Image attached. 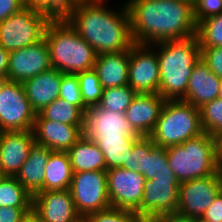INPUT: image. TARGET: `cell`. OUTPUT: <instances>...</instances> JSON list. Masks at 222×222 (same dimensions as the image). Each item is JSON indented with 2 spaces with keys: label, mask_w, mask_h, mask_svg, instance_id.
<instances>
[{
  "label": "cell",
  "mask_w": 222,
  "mask_h": 222,
  "mask_svg": "<svg viewBox=\"0 0 222 222\" xmlns=\"http://www.w3.org/2000/svg\"><path fill=\"white\" fill-rule=\"evenodd\" d=\"M84 126L69 125L45 119L36 114L34 139L51 151L67 152L82 136Z\"/></svg>",
  "instance_id": "cell-18"
},
{
  "label": "cell",
  "mask_w": 222,
  "mask_h": 222,
  "mask_svg": "<svg viewBox=\"0 0 222 222\" xmlns=\"http://www.w3.org/2000/svg\"><path fill=\"white\" fill-rule=\"evenodd\" d=\"M220 13H222V0H195L193 2V15L196 24Z\"/></svg>",
  "instance_id": "cell-37"
},
{
  "label": "cell",
  "mask_w": 222,
  "mask_h": 222,
  "mask_svg": "<svg viewBox=\"0 0 222 222\" xmlns=\"http://www.w3.org/2000/svg\"><path fill=\"white\" fill-rule=\"evenodd\" d=\"M136 140H113L95 142L104 155L106 170L113 168L128 169L129 153Z\"/></svg>",
  "instance_id": "cell-29"
},
{
  "label": "cell",
  "mask_w": 222,
  "mask_h": 222,
  "mask_svg": "<svg viewBox=\"0 0 222 222\" xmlns=\"http://www.w3.org/2000/svg\"><path fill=\"white\" fill-rule=\"evenodd\" d=\"M45 119L69 125L84 126L85 113L76 105L58 97L39 112Z\"/></svg>",
  "instance_id": "cell-27"
},
{
  "label": "cell",
  "mask_w": 222,
  "mask_h": 222,
  "mask_svg": "<svg viewBox=\"0 0 222 222\" xmlns=\"http://www.w3.org/2000/svg\"><path fill=\"white\" fill-rule=\"evenodd\" d=\"M134 43L152 45L196 36L193 3L187 0H127Z\"/></svg>",
  "instance_id": "cell-1"
},
{
  "label": "cell",
  "mask_w": 222,
  "mask_h": 222,
  "mask_svg": "<svg viewBox=\"0 0 222 222\" xmlns=\"http://www.w3.org/2000/svg\"><path fill=\"white\" fill-rule=\"evenodd\" d=\"M5 177L4 173L0 170V183Z\"/></svg>",
  "instance_id": "cell-48"
},
{
  "label": "cell",
  "mask_w": 222,
  "mask_h": 222,
  "mask_svg": "<svg viewBox=\"0 0 222 222\" xmlns=\"http://www.w3.org/2000/svg\"><path fill=\"white\" fill-rule=\"evenodd\" d=\"M52 68L77 74L94 68L97 54L66 19L50 20L44 32Z\"/></svg>",
  "instance_id": "cell-4"
},
{
  "label": "cell",
  "mask_w": 222,
  "mask_h": 222,
  "mask_svg": "<svg viewBox=\"0 0 222 222\" xmlns=\"http://www.w3.org/2000/svg\"><path fill=\"white\" fill-rule=\"evenodd\" d=\"M165 101L159 93H137L125 111L132 130L140 136H150Z\"/></svg>",
  "instance_id": "cell-19"
},
{
  "label": "cell",
  "mask_w": 222,
  "mask_h": 222,
  "mask_svg": "<svg viewBox=\"0 0 222 222\" xmlns=\"http://www.w3.org/2000/svg\"><path fill=\"white\" fill-rule=\"evenodd\" d=\"M49 21L45 15L24 6L0 22V45L9 52L34 45L44 38Z\"/></svg>",
  "instance_id": "cell-7"
},
{
  "label": "cell",
  "mask_w": 222,
  "mask_h": 222,
  "mask_svg": "<svg viewBox=\"0 0 222 222\" xmlns=\"http://www.w3.org/2000/svg\"><path fill=\"white\" fill-rule=\"evenodd\" d=\"M218 173L220 175V179H221V187H222V164H219V167H218Z\"/></svg>",
  "instance_id": "cell-46"
},
{
  "label": "cell",
  "mask_w": 222,
  "mask_h": 222,
  "mask_svg": "<svg viewBox=\"0 0 222 222\" xmlns=\"http://www.w3.org/2000/svg\"><path fill=\"white\" fill-rule=\"evenodd\" d=\"M24 6L45 15L49 20L66 19L74 4L71 0H23Z\"/></svg>",
  "instance_id": "cell-32"
},
{
  "label": "cell",
  "mask_w": 222,
  "mask_h": 222,
  "mask_svg": "<svg viewBox=\"0 0 222 222\" xmlns=\"http://www.w3.org/2000/svg\"><path fill=\"white\" fill-rule=\"evenodd\" d=\"M128 170L138 171L145 180H177L168 163L165 147L156 146L150 136H140L128 158Z\"/></svg>",
  "instance_id": "cell-11"
},
{
  "label": "cell",
  "mask_w": 222,
  "mask_h": 222,
  "mask_svg": "<svg viewBox=\"0 0 222 222\" xmlns=\"http://www.w3.org/2000/svg\"><path fill=\"white\" fill-rule=\"evenodd\" d=\"M200 55L210 70L222 78V47L200 48Z\"/></svg>",
  "instance_id": "cell-38"
},
{
  "label": "cell",
  "mask_w": 222,
  "mask_h": 222,
  "mask_svg": "<svg viewBox=\"0 0 222 222\" xmlns=\"http://www.w3.org/2000/svg\"><path fill=\"white\" fill-rule=\"evenodd\" d=\"M76 75L79 79L84 104L87 107L98 105L104 88L100 84L97 72L94 69H91L79 72Z\"/></svg>",
  "instance_id": "cell-33"
},
{
  "label": "cell",
  "mask_w": 222,
  "mask_h": 222,
  "mask_svg": "<svg viewBox=\"0 0 222 222\" xmlns=\"http://www.w3.org/2000/svg\"><path fill=\"white\" fill-rule=\"evenodd\" d=\"M3 222H21L32 208L1 207Z\"/></svg>",
  "instance_id": "cell-40"
},
{
  "label": "cell",
  "mask_w": 222,
  "mask_h": 222,
  "mask_svg": "<svg viewBox=\"0 0 222 222\" xmlns=\"http://www.w3.org/2000/svg\"><path fill=\"white\" fill-rule=\"evenodd\" d=\"M32 208V195L15 178L6 176L0 183V208Z\"/></svg>",
  "instance_id": "cell-28"
},
{
  "label": "cell",
  "mask_w": 222,
  "mask_h": 222,
  "mask_svg": "<svg viewBox=\"0 0 222 222\" xmlns=\"http://www.w3.org/2000/svg\"><path fill=\"white\" fill-rule=\"evenodd\" d=\"M196 37L200 48L222 47V13L199 22Z\"/></svg>",
  "instance_id": "cell-30"
},
{
  "label": "cell",
  "mask_w": 222,
  "mask_h": 222,
  "mask_svg": "<svg viewBox=\"0 0 222 222\" xmlns=\"http://www.w3.org/2000/svg\"><path fill=\"white\" fill-rule=\"evenodd\" d=\"M72 175L68 153L53 151L45 168L43 191L69 189Z\"/></svg>",
  "instance_id": "cell-26"
},
{
  "label": "cell",
  "mask_w": 222,
  "mask_h": 222,
  "mask_svg": "<svg viewBox=\"0 0 222 222\" xmlns=\"http://www.w3.org/2000/svg\"><path fill=\"white\" fill-rule=\"evenodd\" d=\"M36 112L26 97L22 83L0 81V129L2 131H30Z\"/></svg>",
  "instance_id": "cell-8"
},
{
  "label": "cell",
  "mask_w": 222,
  "mask_h": 222,
  "mask_svg": "<svg viewBox=\"0 0 222 222\" xmlns=\"http://www.w3.org/2000/svg\"><path fill=\"white\" fill-rule=\"evenodd\" d=\"M215 157L218 164H222V129L215 132L213 135Z\"/></svg>",
  "instance_id": "cell-43"
},
{
  "label": "cell",
  "mask_w": 222,
  "mask_h": 222,
  "mask_svg": "<svg viewBox=\"0 0 222 222\" xmlns=\"http://www.w3.org/2000/svg\"><path fill=\"white\" fill-rule=\"evenodd\" d=\"M158 57L151 45L134 43L130 47L128 85L136 93H159Z\"/></svg>",
  "instance_id": "cell-14"
},
{
  "label": "cell",
  "mask_w": 222,
  "mask_h": 222,
  "mask_svg": "<svg viewBox=\"0 0 222 222\" xmlns=\"http://www.w3.org/2000/svg\"><path fill=\"white\" fill-rule=\"evenodd\" d=\"M152 222H194V218H183L178 215H169L157 218Z\"/></svg>",
  "instance_id": "cell-44"
},
{
  "label": "cell",
  "mask_w": 222,
  "mask_h": 222,
  "mask_svg": "<svg viewBox=\"0 0 222 222\" xmlns=\"http://www.w3.org/2000/svg\"><path fill=\"white\" fill-rule=\"evenodd\" d=\"M166 152L169 166L180 183L218 173L213 136L206 132L167 147Z\"/></svg>",
  "instance_id": "cell-5"
},
{
  "label": "cell",
  "mask_w": 222,
  "mask_h": 222,
  "mask_svg": "<svg viewBox=\"0 0 222 222\" xmlns=\"http://www.w3.org/2000/svg\"><path fill=\"white\" fill-rule=\"evenodd\" d=\"M201 218L207 222H222V190Z\"/></svg>",
  "instance_id": "cell-39"
},
{
  "label": "cell",
  "mask_w": 222,
  "mask_h": 222,
  "mask_svg": "<svg viewBox=\"0 0 222 222\" xmlns=\"http://www.w3.org/2000/svg\"><path fill=\"white\" fill-rule=\"evenodd\" d=\"M194 222H207L203 220L202 218H194Z\"/></svg>",
  "instance_id": "cell-49"
},
{
  "label": "cell",
  "mask_w": 222,
  "mask_h": 222,
  "mask_svg": "<svg viewBox=\"0 0 222 222\" xmlns=\"http://www.w3.org/2000/svg\"><path fill=\"white\" fill-rule=\"evenodd\" d=\"M62 75L59 70L50 68L22 83L36 114L59 97Z\"/></svg>",
  "instance_id": "cell-22"
},
{
  "label": "cell",
  "mask_w": 222,
  "mask_h": 222,
  "mask_svg": "<svg viewBox=\"0 0 222 222\" xmlns=\"http://www.w3.org/2000/svg\"><path fill=\"white\" fill-rule=\"evenodd\" d=\"M179 186L178 180H145L141 206L135 212L147 222L176 215Z\"/></svg>",
  "instance_id": "cell-13"
},
{
  "label": "cell",
  "mask_w": 222,
  "mask_h": 222,
  "mask_svg": "<svg viewBox=\"0 0 222 222\" xmlns=\"http://www.w3.org/2000/svg\"><path fill=\"white\" fill-rule=\"evenodd\" d=\"M3 132H4V131H2V130L0 129V140H1V137H2Z\"/></svg>",
  "instance_id": "cell-52"
},
{
  "label": "cell",
  "mask_w": 222,
  "mask_h": 222,
  "mask_svg": "<svg viewBox=\"0 0 222 222\" xmlns=\"http://www.w3.org/2000/svg\"><path fill=\"white\" fill-rule=\"evenodd\" d=\"M52 152L43 144L34 141L27 160L15 176L32 196L43 191L45 168Z\"/></svg>",
  "instance_id": "cell-23"
},
{
  "label": "cell",
  "mask_w": 222,
  "mask_h": 222,
  "mask_svg": "<svg viewBox=\"0 0 222 222\" xmlns=\"http://www.w3.org/2000/svg\"><path fill=\"white\" fill-rule=\"evenodd\" d=\"M34 141L33 130L3 132L0 140V170L5 176H16L27 160Z\"/></svg>",
  "instance_id": "cell-20"
},
{
  "label": "cell",
  "mask_w": 222,
  "mask_h": 222,
  "mask_svg": "<svg viewBox=\"0 0 222 222\" xmlns=\"http://www.w3.org/2000/svg\"><path fill=\"white\" fill-rule=\"evenodd\" d=\"M220 82L221 78L217 77L200 57L194 64L186 94L181 100L200 108L218 98Z\"/></svg>",
  "instance_id": "cell-21"
},
{
  "label": "cell",
  "mask_w": 222,
  "mask_h": 222,
  "mask_svg": "<svg viewBox=\"0 0 222 222\" xmlns=\"http://www.w3.org/2000/svg\"><path fill=\"white\" fill-rule=\"evenodd\" d=\"M130 48L118 53L97 55L94 70L104 89L128 85Z\"/></svg>",
  "instance_id": "cell-24"
},
{
  "label": "cell",
  "mask_w": 222,
  "mask_h": 222,
  "mask_svg": "<svg viewBox=\"0 0 222 222\" xmlns=\"http://www.w3.org/2000/svg\"><path fill=\"white\" fill-rule=\"evenodd\" d=\"M32 213L40 222H79L69 189L40 191L32 196Z\"/></svg>",
  "instance_id": "cell-17"
},
{
  "label": "cell",
  "mask_w": 222,
  "mask_h": 222,
  "mask_svg": "<svg viewBox=\"0 0 222 222\" xmlns=\"http://www.w3.org/2000/svg\"><path fill=\"white\" fill-rule=\"evenodd\" d=\"M10 52L0 45V81L7 80Z\"/></svg>",
  "instance_id": "cell-42"
},
{
  "label": "cell",
  "mask_w": 222,
  "mask_h": 222,
  "mask_svg": "<svg viewBox=\"0 0 222 222\" xmlns=\"http://www.w3.org/2000/svg\"><path fill=\"white\" fill-rule=\"evenodd\" d=\"M201 133L199 108L182 100H166L150 137L156 146L167 148Z\"/></svg>",
  "instance_id": "cell-6"
},
{
  "label": "cell",
  "mask_w": 222,
  "mask_h": 222,
  "mask_svg": "<svg viewBox=\"0 0 222 222\" xmlns=\"http://www.w3.org/2000/svg\"><path fill=\"white\" fill-rule=\"evenodd\" d=\"M104 2L105 0L75 2L66 18L97 55L118 53L134 44L125 3L118 12L107 8Z\"/></svg>",
  "instance_id": "cell-2"
},
{
  "label": "cell",
  "mask_w": 222,
  "mask_h": 222,
  "mask_svg": "<svg viewBox=\"0 0 222 222\" xmlns=\"http://www.w3.org/2000/svg\"><path fill=\"white\" fill-rule=\"evenodd\" d=\"M52 68L45 38L9 54L7 80L23 83Z\"/></svg>",
  "instance_id": "cell-16"
},
{
  "label": "cell",
  "mask_w": 222,
  "mask_h": 222,
  "mask_svg": "<svg viewBox=\"0 0 222 222\" xmlns=\"http://www.w3.org/2000/svg\"><path fill=\"white\" fill-rule=\"evenodd\" d=\"M152 47L158 57L159 94L165 100H181L186 94L194 64L201 57L197 37L163 41L152 44Z\"/></svg>",
  "instance_id": "cell-3"
},
{
  "label": "cell",
  "mask_w": 222,
  "mask_h": 222,
  "mask_svg": "<svg viewBox=\"0 0 222 222\" xmlns=\"http://www.w3.org/2000/svg\"><path fill=\"white\" fill-rule=\"evenodd\" d=\"M72 171H106V162L99 146L84 135L67 151Z\"/></svg>",
  "instance_id": "cell-25"
},
{
  "label": "cell",
  "mask_w": 222,
  "mask_h": 222,
  "mask_svg": "<svg viewBox=\"0 0 222 222\" xmlns=\"http://www.w3.org/2000/svg\"><path fill=\"white\" fill-rule=\"evenodd\" d=\"M73 3L75 2H82V1H89V0H71Z\"/></svg>",
  "instance_id": "cell-50"
},
{
  "label": "cell",
  "mask_w": 222,
  "mask_h": 222,
  "mask_svg": "<svg viewBox=\"0 0 222 222\" xmlns=\"http://www.w3.org/2000/svg\"><path fill=\"white\" fill-rule=\"evenodd\" d=\"M59 97L78 106L85 113L87 106L83 102L80 83L76 74L63 73L60 83Z\"/></svg>",
  "instance_id": "cell-36"
},
{
  "label": "cell",
  "mask_w": 222,
  "mask_h": 222,
  "mask_svg": "<svg viewBox=\"0 0 222 222\" xmlns=\"http://www.w3.org/2000/svg\"><path fill=\"white\" fill-rule=\"evenodd\" d=\"M69 190L77 213L84 219L111 207L106 171L74 172Z\"/></svg>",
  "instance_id": "cell-9"
},
{
  "label": "cell",
  "mask_w": 222,
  "mask_h": 222,
  "mask_svg": "<svg viewBox=\"0 0 222 222\" xmlns=\"http://www.w3.org/2000/svg\"><path fill=\"white\" fill-rule=\"evenodd\" d=\"M221 190L219 173L180 183L176 215L201 218Z\"/></svg>",
  "instance_id": "cell-12"
},
{
  "label": "cell",
  "mask_w": 222,
  "mask_h": 222,
  "mask_svg": "<svg viewBox=\"0 0 222 222\" xmlns=\"http://www.w3.org/2000/svg\"><path fill=\"white\" fill-rule=\"evenodd\" d=\"M136 94L129 85L106 88L103 89L98 105L104 109L125 113Z\"/></svg>",
  "instance_id": "cell-31"
},
{
  "label": "cell",
  "mask_w": 222,
  "mask_h": 222,
  "mask_svg": "<svg viewBox=\"0 0 222 222\" xmlns=\"http://www.w3.org/2000/svg\"><path fill=\"white\" fill-rule=\"evenodd\" d=\"M83 135L94 142L137 140L125 113L89 106L85 110Z\"/></svg>",
  "instance_id": "cell-10"
},
{
  "label": "cell",
  "mask_w": 222,
  "mask_h": 222,
  "mask_svg": "<svg viewBox=\"0 0 222 222\" xmlns=\"http://www.w3.org/2000/svg\"><path fill=\"white\" fill-rule=\"evenodd\" d=\"M79 222H86L84 218H82Z\"/></svg>",
  "instance_id": "cell-53"
},
{
  "label": "cell",
  "mask_w": 222,
  "mask_h": 222,
  "mask_svg": "<svg viewBox=\"0 0 222 222\" xmlns=\"http://www.w3.org/2000/svg\"><path fill=\"white\" fill-rule=\"evenodd\" d=\"M106 174L110 206L135 212L141 206L145 177L121 167L108 169Z\"/></svg>",
  "instance_id": "cell-15"
},
{
  "label": "cell",
  "mask_w": 222,
  "mask_h": 222,
  "mask_svg": "<svg viewBox=\"0 0 222 222\" xmlns=\"http://www.w3.org/2000/svg\"><path fill=\"white\" fill-rule=\"evenodd\" d=\"M219 99H222V78H221V82H220V92H219Z\"/></svg>",
  "instance_id": "cell-47"
},
{
  "label": "cell",
  "mask_w": 222,
  "mask_h": 222,
  "mask_svg": "<svg viewBox=\"0 0 222 222\" xmlns=\"http://www.w3.org/2000/svg\"><path fill=\"white\" fill-rule=\"evenodd\" d=\"M203 132L213 135L222 129V99L216 98L199 108Z\"/></svg>",
  "instance_id": "cell-34"
},
{
  "label": "cell",
  "mask_w": 222,
  "mask_h": 222,
  "mask_svg": "<svg viewBox=\"0 0 222 222\" xmlns=\"http://www.w3.org/2000/svg\"><path fill=\"white\" fill-rule=\"evenodd\" d=\"M24 7L23 0H0V22Z\"/></svg>",
  "instance_id": "cell-41"
},
{
  "label": "cell",
  "mask_w": 222,
  "mask_h": 222,
  "mask_svg": "<svg viewBox=\"0 0 222 222\" xmlns=\"http://www.w3.org/2000/svg\"><path fill=\"white\" fill-rule=\"evenodd\" d=\"M86 222H147L142 216L134 211L110 207L94 212L85 218Z\"/></svg>",
  "instance_id": "cell-35"
},
{
  "label": "cell",
  "mask_w": 222,
  "mask_h": 222,
  "mask_svg": "<svg viewBox=\"0 0 222 222\" xmlns=\"http://www.w3.org/2000/svg\"><path fill=\"white\" fill-rule=\"evenodd\" d=\"M0 222H3L1 208H0Z\"/></svg>",
  "instance_id": "cell-51"
},
{
  "label": "cell",
  "mask_w": 222,
  "mask_h": 222,
  "mask_svg": "<svg viewBox=\"0 0 222 222\" xmlns=\"http://www.w3.org/2000/svg\"><path fill=\"white\" fill-rule=\"evenodd\" d=\"M21 222H40V220L31 212Z\"/></svg>",
  "instance_id": "cell-45"
}]
</instances>
